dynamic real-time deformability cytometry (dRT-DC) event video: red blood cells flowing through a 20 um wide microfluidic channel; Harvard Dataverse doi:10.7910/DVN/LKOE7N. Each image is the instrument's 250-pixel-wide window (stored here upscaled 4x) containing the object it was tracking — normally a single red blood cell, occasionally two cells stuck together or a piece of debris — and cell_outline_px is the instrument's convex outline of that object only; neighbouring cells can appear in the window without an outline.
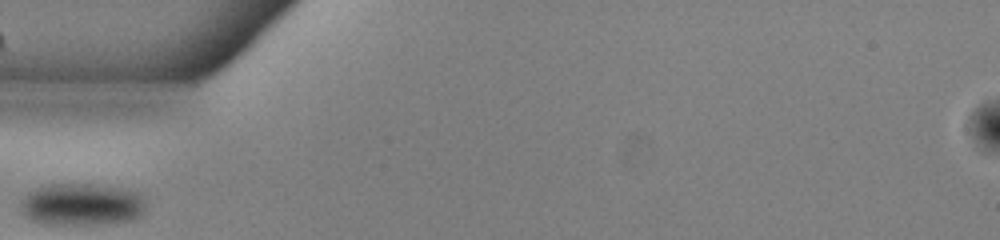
{"species": "common noctule bat (a hibernating species)", "species_latin": "Nyctalus noctula", "temperature_condition": "warm", "stored_images_in_passage": 24, "camera_frame_rate_fps": 3000, "um_per_image_px": 0.085, "animal": {"sex": "male", "body_mass_g": 13.0, "forearm_length_mm": 53.1}, "frame": {"image": 1, "passage_image": 1, "time_ms": 0.0, "image_size_px": [1000, 240], "cell_outline_px": [[148, 196], [144, 212], [140, 216], [132, 220], [116, 224], [40, 224], [24, 216], [20, 208], [20, 200], [28, 192], [36, 188], [48, 184], [100, 184], [124, 188]], "centroid_in_image_um": [7.0, 17.38], "position_along_channel_um": 78.0, "area_um2": 31.79}}
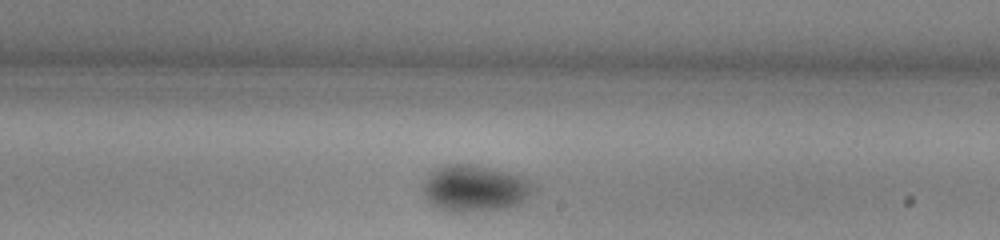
{"frame": {"image": 2, "passage_image": 14, "time_ms": 4.333, "image_size_px": [1000, 240], "cell_outline_px": [[536, 188], [524, 200], [516, 204], [504, 208], [468, 212], [452, 212], [440, 208], [432, 204], [424, 196], [420, 184], [428, 172], [444, 164], [476, 164], [524, 176]], "centroid_in_image_um": [40.29, 15.98], "position_along_channel_um": 248.7, "area_um2": 30.29}}
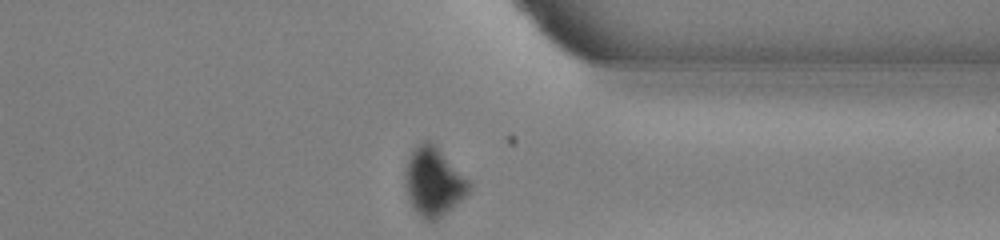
{"frame": {"image": 3, "passage_image": 24, "time_ms": 7.667, "image_size_px": [1000, 240], "cell_outline_px": [[468, 192], [452, 208], [436, 220], [424, 220], [412, 208], [408, 200], [404, 188], [404, 168], [408, 156], [416, 144], [424, 140], [428, 140], [436, 144], [468, 180]], "centroid_in_image_um": [36.77, 15.42], "position_along_channel_um": 374.6, "area_um2": 25.72}}